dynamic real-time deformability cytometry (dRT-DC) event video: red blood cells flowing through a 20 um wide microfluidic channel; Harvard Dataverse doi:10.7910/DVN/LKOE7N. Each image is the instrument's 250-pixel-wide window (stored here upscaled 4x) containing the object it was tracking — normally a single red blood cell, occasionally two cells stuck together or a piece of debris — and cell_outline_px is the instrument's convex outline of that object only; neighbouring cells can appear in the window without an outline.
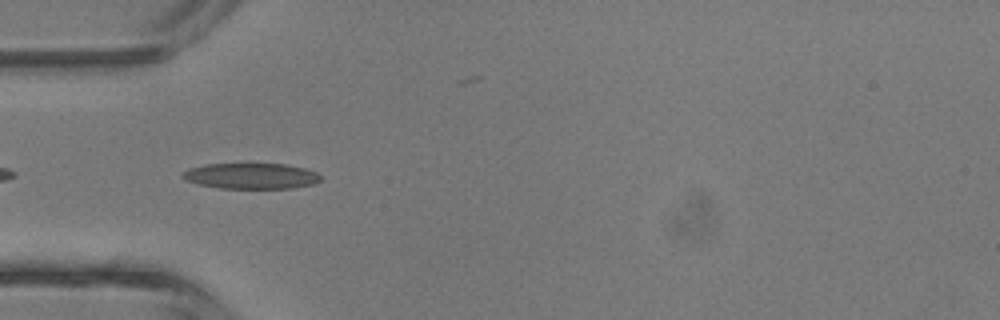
{"species": "common noctule bat (a hibernating species)", "species_latin": "Nyctalus noctula", "temperature_condition": "room temperature", "stored_images_in_passage": 41, "camera_frame_rate_fps": 3000, "um_per_image_px": 0.085, "animal": {"sex": "male", "body_mass_g": 13.3}, "frame": {"image": 1, "passage_image": 12, "time_ms": 3.667, "image_size_px": [1000, 320], "cell_outline_px": [[320, 180], [312, 184], [292, 188], [220, 188], [200, 184], [184, 180], [180, 176], [188, 168], [204, 164], [284, 164], [304, 168], [316, 172], [320, 176]], "centroid_in_image_um": [21.3, 14.95], "position_along_channel_um": 63.7, "area_um2": 20.58}}
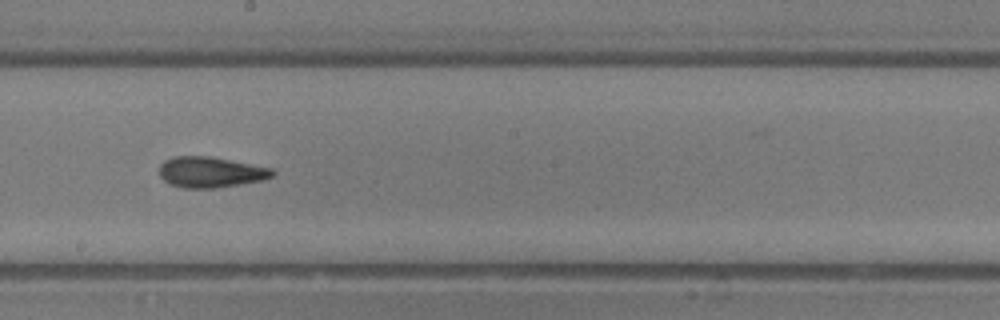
{"frame": {"image": 2, "passage_image": 22, "time_ms": 7.0, "image_size_px": [1000, 320], "cell_outline_px": [[276, 172], [272, 176], [260, 180], [216, 188], [184, 188], [168, 184], [160, 176], [160, 164], [164, 160], [172, 156], [208, 156], [272, 168]], "centroid_in_image_um": [17.85, 14.63], "position_along_channel_um": 230.4, "area_um2": 20.11}}
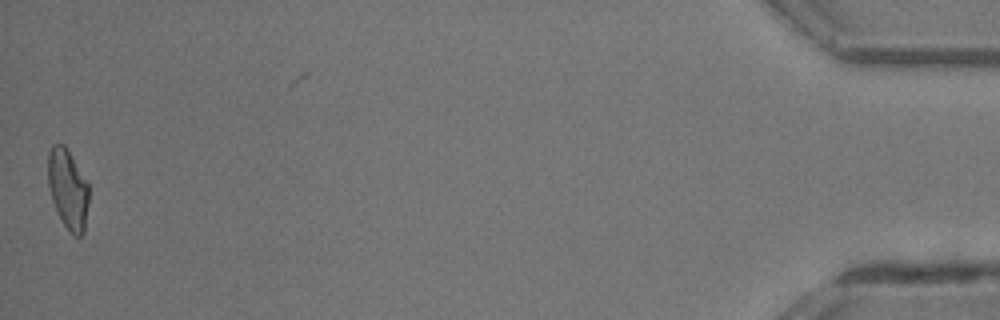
{"frame": {"image": 3, "passage_image": 40, "time_ms": 13.0, "image_size_px": [1000, 320], "cell_outline_px": [[88, 204], [84, 232], [80, 236], [76, 236], [64, 224], [52, 200], [48, 184], [48, 152], [52, 144], [64, 144], [88, 184]], "centroid_in_image_um": [5.76, 16.04], "position_along_channel_um": 429.4, "area_um2": 18.55}, "authors_computed_cell_mechanics": {"area_um2": 20.1722, "velocity_mm_per_s": 4.995, "shape_relaxation_time_tau1_ms": 4.0786, "shape_relaxation_time_tau2_ms": 2.9145, "deformation_change_tau1": 0.1343, "deformation_change_tau2": 0.116}}